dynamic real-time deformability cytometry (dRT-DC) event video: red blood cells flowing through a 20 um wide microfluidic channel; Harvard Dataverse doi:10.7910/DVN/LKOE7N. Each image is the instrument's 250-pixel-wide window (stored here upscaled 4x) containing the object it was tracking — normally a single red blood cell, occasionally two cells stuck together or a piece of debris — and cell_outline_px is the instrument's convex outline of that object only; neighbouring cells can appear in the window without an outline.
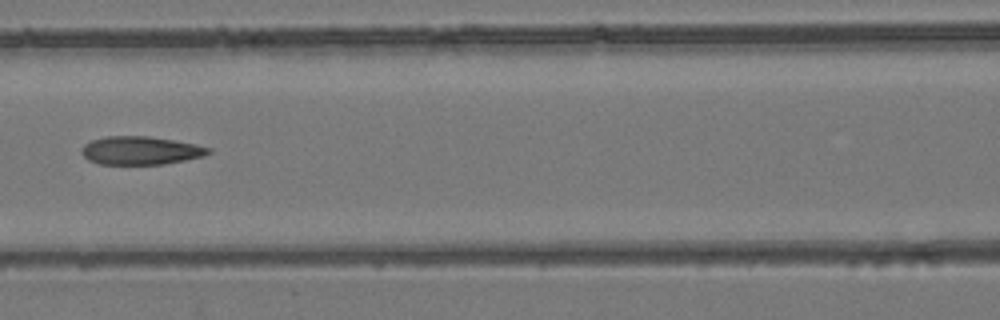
{"species": "common noctule bat (a hibernating species)", "species_latin": "Nyctalus noctula", "temperature_condition": "room temperature", "stored_images_in_passage": 6, "camera_frame_rate_fps": 3000, "um_per_image_px": 0.085, "animal": {"sex": "female", "body_mass_g": 24.6, "forearm_length_mm": 56.2}, "frame": {"image": 1, "passage_image": 5, "time_ms": 1.333, "image_size_px": [1000, 320], "cell_outline_px": [[212, 152], [204, 156], [164, 164], [100, 164], [88, 160], [80, 152], [80, 148], [84, 144], [92, 140], [108, 136], [148, 136], [196, 144], [212, 148]], "centroid_in_image_um": [11.95, 12.79], "position_along_channel_um": 154.7, "area_um2": 20.92}}
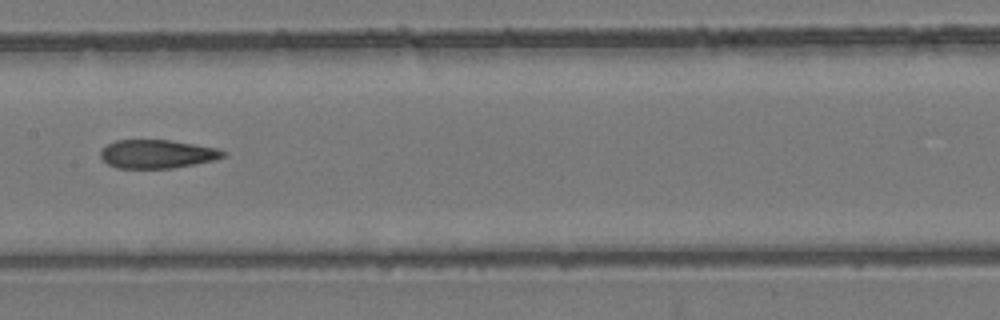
{"frame": {"image": 2, "passage_image": 6, "time_ms": 1.667, "image_size_px": [1000, 320], "cell_outline_px": [[228, 152], [224, 156], [216, 160], [172, 168], [116, 168], [108, 164], [100, 156], [100, 152], [108, 144], [116, 140], [168, 140], [216, 148]], "centroid_in_image_um": [13.36, 13.09], "position_along_channel_um": 194.0, "area_um2": 20.23}}